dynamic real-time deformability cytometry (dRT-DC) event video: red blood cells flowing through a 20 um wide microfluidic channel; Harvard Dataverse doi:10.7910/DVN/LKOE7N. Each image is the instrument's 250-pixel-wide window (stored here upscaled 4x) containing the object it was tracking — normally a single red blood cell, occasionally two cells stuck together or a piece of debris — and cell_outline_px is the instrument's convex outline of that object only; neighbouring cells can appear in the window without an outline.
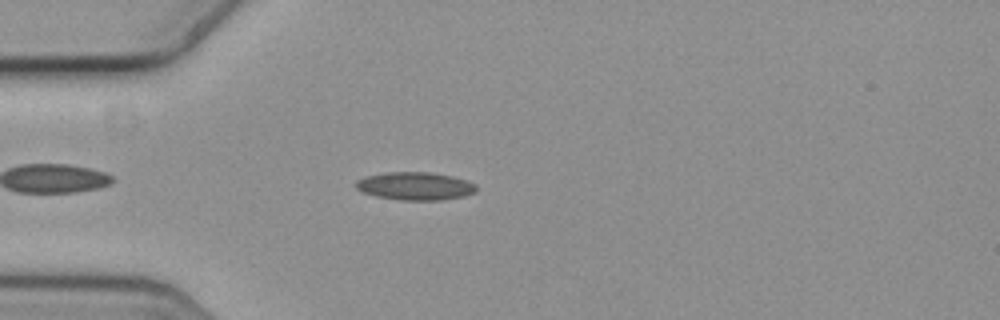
{"species": "common noctule bat (a hibernating species)", "species_latin": "Nyctalus noctula", "temperature_condition": "cold", "stored_images_in_passage": 47, "camera_frame_rate_fps": 3000, "um_per_image_px": 0.085, "animal": {"sex": "female", "body_mass_g": 19.3, "forearm_length_mm": 54.1}, "frame": {"image": 1, "passage_image": 6, "time_ms": 1.667, "image_size_px": [1000, 320], "cell_outline_px": [[476, 192], [464, 196], [440, 200], [400, 200], [376, 196], [360, 192], [356, 188], [356, 180], [364, 176], [384, 172], [428, 172], [452, 176], [476, 184]], "centroid_in_image_um": [35.24, 15.81], "position_along_channel_um": 49.8, "area_um2": 19.71}}
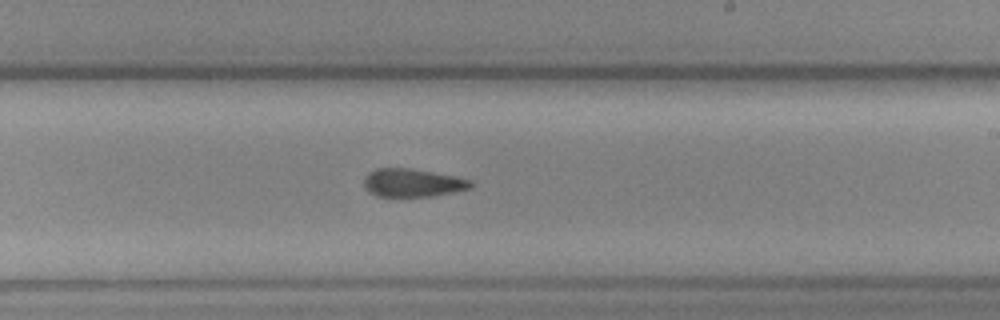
{"frame": {"image": 2, "passage_image": 24, "time_ms": 7.667, "image_size_px": [1000, 320], "cell_outline_px": [[472, 188], [432, 196], [376, 196], [368, 192], [364, 188], [364, 176], [368, 172], [376, 168], [408, 168], [456, 176], [472, 180]], "centroid_in_image_um": [35.04, 15.53], "position_along_channel_um": 254.0, "area_um2": 17.57}}
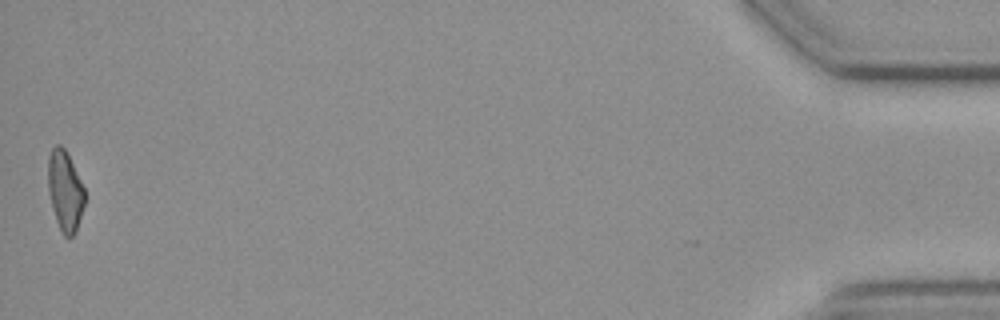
{"frame": {"image": 3, "passage_image": 47, "time_ms": 15.333, "image_size_px": [1000, 320], "cell_outline_px": [[84, 204], [76, 232], [72, 236], [64, 236], [56, 220], [52, 208], [48, 192], [48, 156], [52, 148], [56, 144], [60, 144], [64, 148], [84, 188]], "centroid_in_image_um": [5.5, 16.22], "position_along_channel_um": 429.7, "area_um2": 16.88}, "authors_computed_cell_mechanics": {"area_um2": 18.0336, "velocity_mm_per_s": 3.6185, "shape_relaxation_time_tau1_ms": null, "shape_relaxation_time_tau2_ms": 5.1558, "deformation_change_tau1": null, "deformation_change_tau2": 0.1471}}